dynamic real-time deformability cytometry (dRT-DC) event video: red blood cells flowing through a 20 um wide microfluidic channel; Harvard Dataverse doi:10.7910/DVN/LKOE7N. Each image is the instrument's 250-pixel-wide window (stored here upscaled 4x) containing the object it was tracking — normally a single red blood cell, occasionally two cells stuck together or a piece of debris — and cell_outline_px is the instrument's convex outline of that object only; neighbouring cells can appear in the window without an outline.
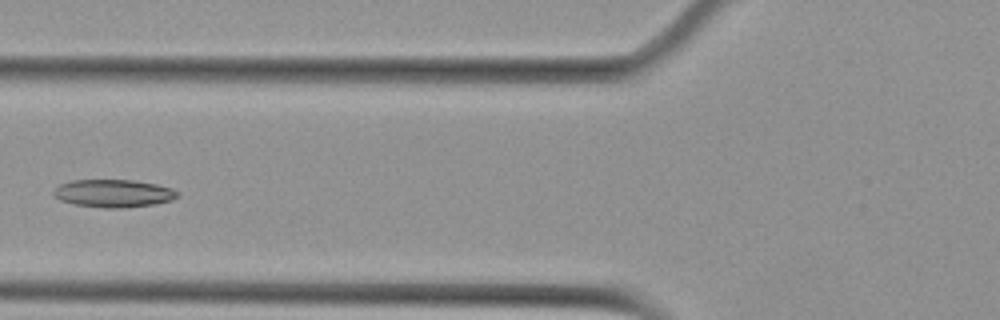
{"species": "Egyptian fruit bat (a non-hibernating species)", "species_latin": "Rousettus aegyptiacus", "temperature_condition": "cold", "stored_images_in_passage": 8, "camera_frame_rate_fps": 3000, "um_per_image_px": 0.085, "animal": {"sex": "female"}, "frame": {"image": 1, "passage_image": 5, "time_ms": 5.0, "image_size_px": [1000, 320], "cell_outline_px": [[180, 196], [172, 200], [156, 204], [124, 208], [104, 208], [76, 204], [60, 200], [52, 192], [60, 184], [72, 180], [132, 180], [156, 184], [172, 188], [180, 192]], "centroid_in_image_um": [9.7, 16.44], "position_along_channel_um": 116.1, "area_um2": 20.11}}
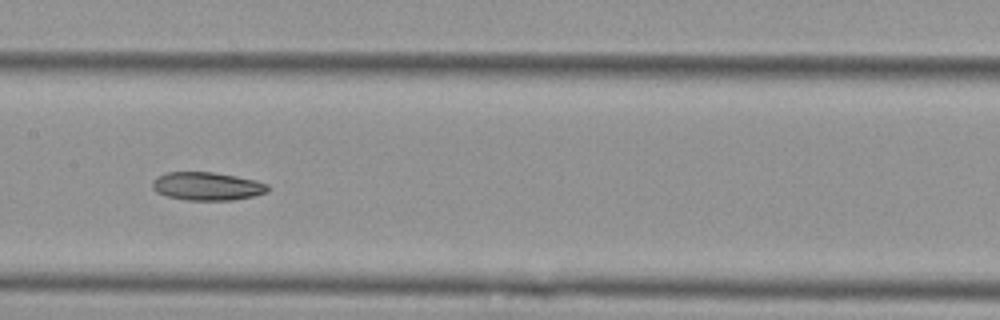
{"frame": {"image": 2, "passage_image": 7, "time_ms": 7.0, "image_size_px": [1000, 320], "cell_outline_px": [[268, 192], [252, 196], [232, 200], [188, 200], [168, 196], [156, 192], [152, 188], [152, 180], [168, 172], [212, 172], [236, 176], [256, 180], [268, 184]], "centroid_in_image_um": [17.61, 15.83], "position_along_channel_um": 189.8, "area_um2": 18.84}}
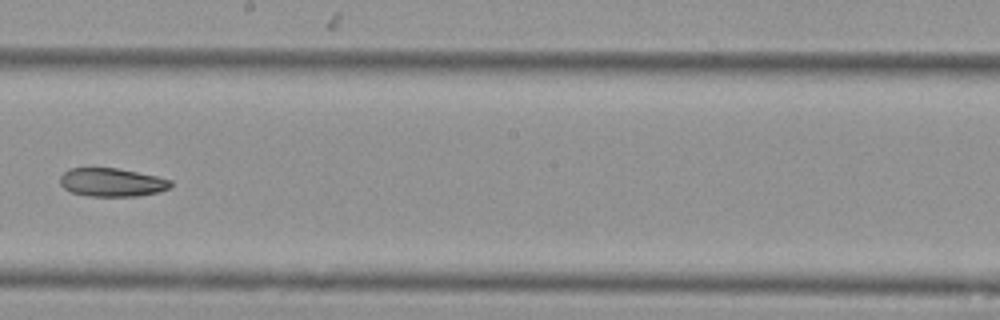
{"frame": {"image": 3, "passage_image": 8, "time_ms": 8.333, "image_size_px": [1000, 320], "cell_outline_px": [[172, 188], [160, 192], [136, 196], [88, 196], [72, 192], [64, 188], [60, 184], [60, 176], [68, 168], [116, 168], [156, 176], [172, 180]], "centroid_in_image_um": [9.53, 15.5], "position_along_channel_um": 238.7, "area_um2": 18.38}}